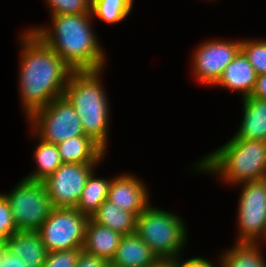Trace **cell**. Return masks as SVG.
Segmentation results:
<instances>
[{"instance_id": "cell-1", "label": "cell", "mask_w": 266, "mask_h": 267, "mask_svg": "<svg viewBox=\"0 0 266 267\" xmlns=\"http://www.w3.org/2000/svg\"><path fill=\"white\" fill-rule=\"evenodd\" d=\"M20 90L26 117L63 96L74 71L32 31L22 35Z\"/></svg>"}, {"instance_id": "cell-2", "label": "cell", "mask_w": 266, "mask_h": 267, "mask_svg": "<svg viewBox=\"0 0 266 267\" xmlns=\"http://www.w3.org/2000/svg\"><path fill=\"white\" fill-rule=\"evenodd\" d=\"M51 17L52 29L42 27L28 31L36 34L74 71L103 70L105 53L91 30L92 13Z\"/></svg>"}, {"instance_id": "cell-3", "label": "cell", "mask_w": 266, "mask_h": 267, "mask_svg": "<svg viewBox=\"0 0 266 267\" xmlns=\"http://www.w3.org/2000/svg\"><path fill=\"white\" fill-rule=\"evenodd\" d=\"M219 174L226 182L240 184L266 178V141L231 138L195 166Z\"/></svg>"}, {"instance_id": "cell-4", "label": "cell", "mask_w": 266, "mask_h": 267, "mask_svg": "<svg viewBox=\"0 0 266 267\" xmlns=\"http://www.w3.org/2000/svg\"><path fill=\"white\" fill-rule=\"evenodd\" d=\"M102 70L73 71L63 96L77 112L85 135L107 148L108 102L101 83Z\"/></svg>"}, {"instance_id": "cell-5", "label": "cell", "mask_w": 266, "mask_h": 267, "mask_svg": "<svg viewBox=\"0 0 266 267\" xmlns=\"http://www.w3.org/2000/svg\"><path fill=\"white\" fill-rule=\"evenodd\" d=\"M160 260L178 257L187 242L180 216L149 205L136 219V231Z\"/></svg>"}, {"instance_id": "cell-6", "label": "cell", "mask_w": 266, "mask_h": 267, "mask_svg": "<svg viewBox=\"0 0 266 267\" xmlns=\"http://www.w3.org/2000/svg\"><path fill=\"white\" fill-rule=\"evenodd\" d=\"M5 197L17 231H37L53 209L44 182L24 178Z\"/></svg>"}, {"instance_id": "cell-7", "label": "cell", "mask_w": 266, "mask_h": 267, "mask_svg": "<svg viewBox=\"0 0 266 267\" xmlns=\"http://www.w3.org/2000/svg\"><path fill=\"white\" fill-rule=\"evenodd\" d=\"M28 118L36 129L34 134L46 142L57 145L73 137L87 136L77 112L64 96L34 111Z\"/></svg>"}, {"instance_id": "cell-8", "label": "cell", "mask_w": 266, "mask_h": 267, "mask_svg": "<svg viewBox=\"0 0 266 267\" xmlns=\"http://www.w3.org/2000/svg\"><path fill=\"white\" fill-rule=\"evenodd\" d=\"M89 219L76 208L53 207L37 231L48 252L82 248Z\"/></svg>"}, {"instance_id": "cell-9", "label": "cell", "mask_w": 266, "mask_h": 267, "mask_svg": "<svg viewBox=\"0 0 266 267\" xmlns=\"http://www.w3.org/2000/svg\"><path fill=\"white\" fill-rule=\"evenodd\" d=\"M239 199L237 242L258 243L266 238V178L243 182Z\"/></svg>"}, {"instance_id": "cell-10", "label": "cell", "mask_w": 266, "mask_h": 267, "mask_svg": "<svg viewBox=\"0 0 266 267\" xmlns=\"http://www.w3.org/2000/svg\"><path fill=\"white\" fill-rule=\"evenodd\" d=\"M95 164L62 163L43 182L53 207L76 208Z\"/></svg>"}, {"instance_id": "cell-11", "label": "cell", "mask_w": 266, "mask_h": 267, "mask_svg": "<svg viewBox=\"0 0 266 267\" xmlns=\"http://www.w3.org/2000/svg\"><path fill=\"white\" fill-rule=\"evenodd\" d=\"M240 50L241 41L203 42L193 57L194 75L199 82L215 86L224 69Z\"/></svg>"}, {"instance_id": "cell-12", "label": "cell", "mask_w": 266, "mask_h": 267, "mask_svg": "<svg viewBox=\"0 0 266 267\" xmlns=\"http://www.w3.org/2000/svg\"><path fill=\"white\" fill-rule=\"evenodd\" d=\"M144 185L134 175L117 176L110 182L107 200L138 217L149 206L148 191Z\"/></svg>"}, {"instance_id": "cell-13", "label": "cell", "mask_w": 266, "mask_h": 267, "mask_svg": "<svg viewBox=\"0 0 266 267\" xmlns=\"http://www.w3.org/2000/svg\"><path fill=\"white\" fill-rule=\"evenodd\" d=\"M160 259L135 232L123 235L110 261L114 267H150Z\"/></svg>"}, {"instance_id": "cell-14", "label": "cell", "mask_w": 266, "mask_h": 267, "mask_svg": "<svg viewBox=\"0 0 266 267\" xmlns=\"http://www.w3.org/2000/svg\"><path fill=\"white\" fill-rule=\"evenodd\" d=\"M258 74L249 63L245 54L240 50L234 59L224 69L215 85L230 90L239 91L243 98L249 97L255 87Z\"/></svg>"}, {"instance_id": "cell-15", "label": "cell", "mask_w": 266, "mask_h": 267, "mask_svg": "<svg viewBox=\"0 0 266 267\" xmlns=\"http://www.w3.org/2000/svg\"><path fill=\"white\" fill-rule=\"evenodd\" d=\"M6 249L23 259L25 267H43L48 253L38 231H17L7 239Z\"/></svg>"}, {"instance_id": "cell-16", "label": "cell", "mask_w": 266, "mask_h": 267, "mask_svg": "<svg viewBox=\"0 0 266 267\" xmlns=\"http://www.w3.org/2000/svg\"><path fill=\"white\" fill-rule=\"evenodd\" d=\"M122 236L121 233L100 225L90 218L87 222L82 250L88 254L105 258L110 262Z\"/></svg>"}, {"instance_id": "cell-17", "label": "cell", "mask_w": 266, "mask_h": 267, "mask_svg": "<svg viewBox=\"0 0 266 267\" xmlns=\"http://www.w3.org/2000/svg\"><path fill=\"white\" fill-rule=\"evenodd\" d=\"M243 121L232 138L266 141V99L243 98Z\"/></svg>"}, {"instance_id": "cell-18", "label": "cell", "mask_w": 266, "mask_h": 267, "mask_svg": "<svg viewBox=\"0 0 266 267\" xmlns=\"http://www.w3.org/2000/svg\"><path fill=\"white\" fill-rule=\"evenodd\" d=\"M62 163L97 164L105 150L89 136H77L57 144Z\"/></svg>"}, {"instance_id": "cell-19", "label": "cell", "mask_w": 266, "mask_h": 267, "mask_svg": "<svg viewBox=\"0 0 266 267\" xmlns=\"http://www.w3.org/2000/svg\"><path fill=\"white\" fill-rule=\"evenodd\" d=\"M91 219L103 226L111 228L122 235L132 234L136 231L137 216L134 213L116 207L109 200H105Z\"/></svg>"}, {"instance_id": "cell-20", "label": "cell", "mask_w": 266, "mask_h": 267, "mask_svg": "<svg viewBox=\"0 0 266 267\" xmlns=\"http://www.w3.org/2000/svg\"><path fill=\"white\" fill-rule=\"evenodd\" d=\"M92 172L88 177L76 209L91 218L99 206L107 199L111 180L95 178Z\"/></svg>"}, {"instance_id": "cell-21", "label": "cell", "mask_w": 266, "mask_h": 267, "mask_svg": "<svg viewBox=\"0 0 266 267\" xmlns=\"http://www.w3.org/2000/svg\"><path fill=\"white\" fill-rule=\"evenodd\" d=\"M258 243L237 242L221 256L220 267H266Z\"/></svg>"}, {"instance_id": "cell-22", "label": "cell", "mask_w": 266, "mask_h": 267, "mask_svg": "<svg viewBox=\"0 0 266 267\" xmlns=\"http://www.w3.org/2000/svg\"><path fill=\"white\" fill-rule=\"evenodd\" d=\"M39 144L34 151V158L37 162V171L26 176V179L43 182L47 179L61 164L59 150L56 144L46 142L40 138Z\"/></svg>"}, {"instance_id": "cell-23", "label": "cell", "mask_w": 266, "mask_h": 267, "mask_svg": "<svg viewBox=\"0 0 266 267\" xmlns=\"http://www.w3.org/2000/svg\"><path fill=\"white\" fill-rule=\"evenodd\" d=\"M133 0H92L91 13L104 22H121L132 10Z\"/></svg>"}, {"instance_id": "cell-24", "label": "cell", "mask_w": 266, "mask_h": 267, "mask_svg": "<svg viewBox=\"0 0 266 267\" xmlns=\"http://www.w3.org/2000/svg\"><path fill=\"white\" fill-rule=\"evenodd\" d=\"M241 51L258 75L266 73V41L241 40Z\"/></svg>"}, {"instance_id": "cell-25", "label": "cell", "mask_w": 266, "mask_h": 267, "mask_svg": "<svg viewBox=\"0 0 266 267\" xmlns=\"http://www.w3.org/2000/svg\"><path fill=\"white\" fill-rule=\"evenodd\" d=\"M52 16L91 13L92 0H47Z\"/></svg>"}, {"instance_id": "cell-26", "label": "cell", "mask_w": 266, "mask_h": 267, "mask_svg": "<svg viewBox=\"0 0 266 267\" xmlns=\"http://www.w3.org/2000/svg\"><path fill=\"white\" fill-rule=\"evenodd\" d=\"M82 248L48 252L43 267H76Z\"/></svg>"}, {"instance_id": "cell-27", "label": "cell", "mask_w": 266, "mask_h": 267, "mask_svg": "<svg viewBox=\"0 0 266 267\" xmlns=\"http://www.w3.org/2000/svg\"><path fill=\"white\" fill-rule=\"evenodd\" d=\"M16 232L17 228L12 217L10 204L5 194L0 193V238L7 240Z\"/></svg>"}, {"instance_id": "cell-28", "label": "cell", "mask_w": 266, "mask_h": 267, "mask_svg": "<svg viewBox=\"0 0 266 267\" xmlns=\"http://www.w3.org/2000/svg\"><path fill=\"white\" fill-rule=\"evenodd\" d=\"M110 262L105 258L91 255L82 250L76 267H108Z\"/></svg>"}, {"instance_id": "cell-29", "label": "cell", "mask_w": 266, "mask_h": 267, "mask_svg": "<svg viewBox=\"0 0 266 267\" xmlns=\"http://www.w3.org/2000/svg\"><path fill=\"white\" fill-rule=\"evenodd\" d=\"M177 259L178 257L170 259L173 267H216L213 266L211 262L200 257L191 258L185 260V262H180L179 259L178 260Z\"/></svg>"}, {"instance_id": "cell-30", "label": "cell", "mask_w": 266, "mask_h": 267, "mask_svg": "<svg viewBox=\"0 0 266 267\" xmlns=\"http://www.w3.org/2000/svg\"><path fill=\"white\" fill-rule=\"evenodd\" d=\"M0 267H25V264L23 259L5 249L0 256Z\"/></svg>"}, {"instance_id": "cell-31", "label": "cell", "mask_w": 266, "mask_h": 267, "mask_svg": "<svg viewBox=\"0 0 266 267\" xmlns=\"http://www.w3.org/2000/svg\"><path fill=\"white\" fill-rule=\"evenodd\" d=\"M249 97L266 99V73L257 76L254 90Z\"/></svg>"}, {"instance_id": "cell-32", "label": "cell", "mask_w": 266, "mask_h": 267, "mask_svg": "<svg viewBox=\"0 0 266 267\" xmlns=\"http://www.w3.org/2000/svg\"><path fill=\"white\" fill-rule=\"evenodd\" d=\"M150 267H173L170 260H159L155 265Z\"/></svg>"}, {"instance_id": "cell-33", "label": "cell", "mask_w": 266, "mask_h": 267, "mask_svg": "<svg viewBox=\"0 0 266 267\" xmlns=\"http://www.w3.org/2000/svg\"><path fill=\"white\" fill-rule=\"evenodd\" d=\"M6 241L3 238H0V256L3 254L4 250L6 249Z\"/></svg>"}]
</instances>
